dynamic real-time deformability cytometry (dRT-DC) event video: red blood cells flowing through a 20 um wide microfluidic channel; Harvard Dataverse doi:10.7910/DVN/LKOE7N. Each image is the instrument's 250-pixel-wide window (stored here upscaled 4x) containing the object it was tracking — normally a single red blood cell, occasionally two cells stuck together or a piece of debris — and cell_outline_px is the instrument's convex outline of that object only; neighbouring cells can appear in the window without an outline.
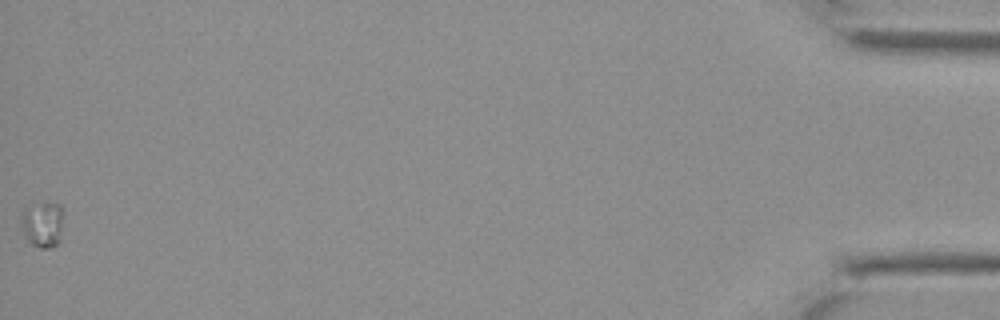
{"species": "Egyptian fruit bat (a non-hibernating species)", "species_latin": "Rousettus aegyptiacus", "temperature_condition": "cold", "stored_images_in_passage": 31, "camera_frame_rate_fps": 3000, "um_per_image_px": 0.085, "animal": {"sex": "female"}, "frame": {"image": 1, "passage_image": 31, "time_ms": 10.0, "image_size_px": [1000, 320], "cell_outline_px": [[60, 244], [52, 248], [40, 248], [32, 244], [28, 240], [20, 224], [20, 220], [24, 208], [32, 200], [40, 200], [60, 204]], "centroid_in_image_um": [3.56, 19.0], "position_along_channel_um": 431.6, "area_um2": 11.62}}